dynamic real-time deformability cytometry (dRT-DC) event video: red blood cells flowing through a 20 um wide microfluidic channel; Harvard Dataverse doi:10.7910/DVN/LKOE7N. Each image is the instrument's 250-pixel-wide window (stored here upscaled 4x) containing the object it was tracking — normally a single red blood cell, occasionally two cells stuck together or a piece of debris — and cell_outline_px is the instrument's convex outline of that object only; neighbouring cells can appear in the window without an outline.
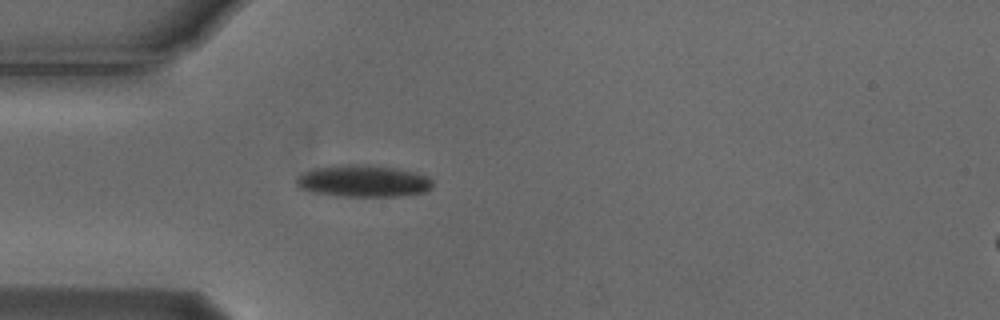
{"species": "Egyptian fruit bat (a non-hibernating species)", "species_latin": "Rousettus aegyptiacus", "temperature_condition": "cold", "stored_images_in_passage": 33, "camera_frame_rate_fps": 3000, "um_per_image_px": 0.085, "animal": {"sex": "male"}, "frame": {"image": 1, "passage_image": 1, "time_ms": 0.0, "image_size_px": [1000, 320], "cell_outline_px": [[432, 188], [424, 192], [400, 196], [336, 196], [312, 192], [300, 188], [296, 184], [296, 176], [312, 168], [348, 164], [352, 164], [392, 168], [416, 172], [428, 176], [432, 180]], "centroid_in_image_um": [30.85, 15.4], "position_along_channel_um": 54.2, "area_um2": 25.26}}
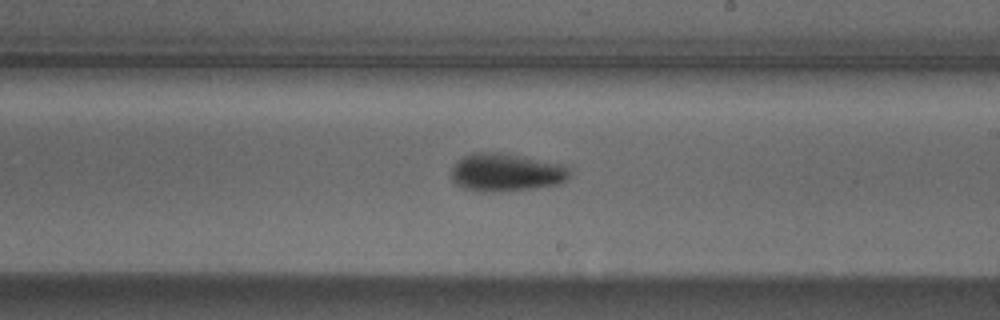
{"frame": {"image": 2, "passage_image": 17, "time_ms": 5.333, "image_size_px": [1000, 320], "cell_outline_px": [[572, 168], [568, 176], [560, 184], [532, 188], [492, 192], [488, 192], [464, 188], [456, 184], [452, 180], [452, 168], [456, 160], [472, 152], [508, 152], [564, 164]], "centroid_in_image_um": [43.04, 14.62], "position_along_channel_um": 246.0, "area_um2": 26.59}}
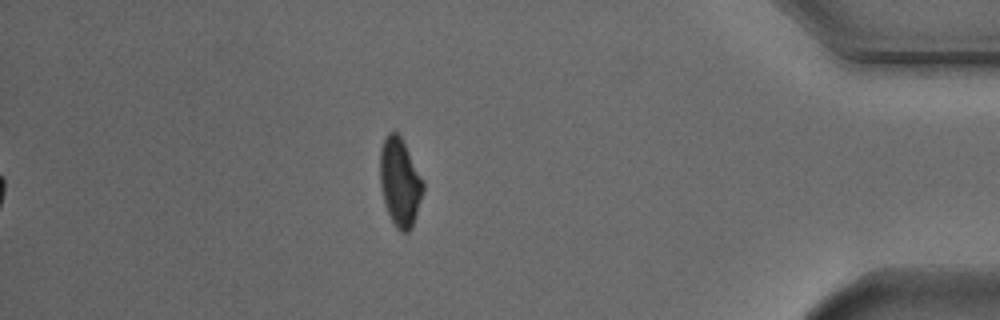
{"frame": {"image": 3, "passage_image": 33, "time_ms": 10.667, "image_size_px": [1000, 320], "cell_outline_px": [[424, 188], [412, 228], [408, 232], [400, 232], [396, 228], [388, 212], [384, 200], [380, 184], [380, 148], [388, 132], [396, 132], [400, 136], [424, 180]], "centroid_in_image_um": [33.99, 15.49], "position_along_channel_um": 401.2, "area_um2": 21.96}, "authors_computed_cell_mechanics": {"area_um2": 24.6806, "velocity_mm_per_s": 3.7293, "shape_relaxation_time_tau1_ms": 2.4477, "shape_relaxation_time_tau2_ms": null, "deformation_change_tau1": 0.1151, "deformation_change_tau2": null}}